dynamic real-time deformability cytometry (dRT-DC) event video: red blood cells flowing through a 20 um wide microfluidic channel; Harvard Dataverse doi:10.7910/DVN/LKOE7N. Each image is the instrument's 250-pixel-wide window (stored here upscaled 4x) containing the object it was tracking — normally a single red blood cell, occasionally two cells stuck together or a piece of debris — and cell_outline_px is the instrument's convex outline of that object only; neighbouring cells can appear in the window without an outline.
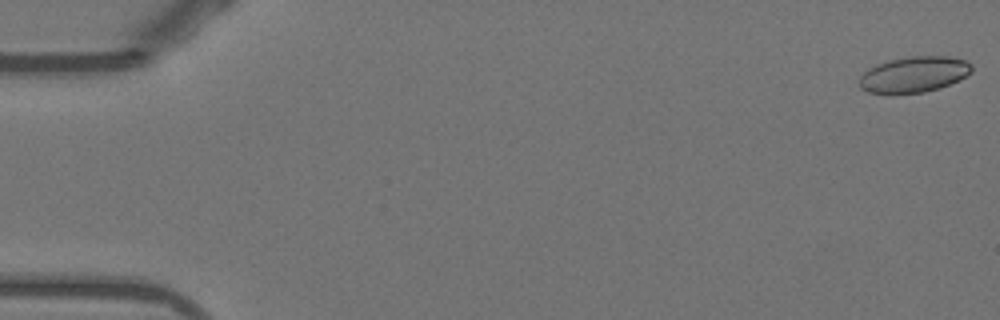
{"species": "Egyptian fruit bat (a non-hibernating species)", "species_latin": "Rousettus aegyptiacus", "temperature_condition": "warm", "stored_images_in_passage": 12, "camera_frame_rate_fps": 3000, "um_per_image_px": 0.085, "animal": {"sex": "female"}, "frame": {"image": 1, "passage_image": 1, "time_ms": 0.0, "image_size_px": [1000, 320], "cell_outline_px": [[972, 72], [960, 80], [940, 88], [924, 92], [868, 92], [860, 88], [860, 76], [868, 68], [876, 64], [908, 56], [948, 56], [964, 60], [972, 64]], "centroid_in_image_um": [77.73, 6.31], "position_along_channel_um": 7.3, "area_um2": 23.24}}